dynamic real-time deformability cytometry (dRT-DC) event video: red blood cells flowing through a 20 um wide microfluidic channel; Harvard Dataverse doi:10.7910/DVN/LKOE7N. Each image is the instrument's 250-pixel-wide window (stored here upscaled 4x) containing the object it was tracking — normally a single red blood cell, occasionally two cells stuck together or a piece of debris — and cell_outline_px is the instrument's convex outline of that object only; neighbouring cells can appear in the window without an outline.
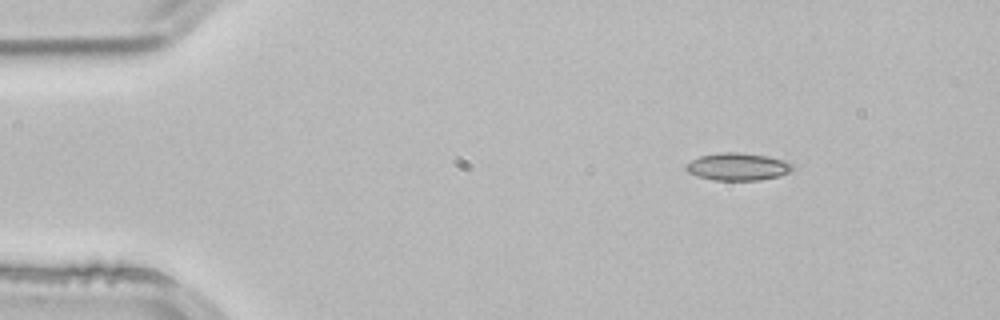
{"species": "common noctule bat (a hibernating species)", "species_latin": "Nyctalus noctula", "temperature_condition": "room temperature", "stored_images_in_passage": 3, "camera_frame_rate_fps": 3000, "um_per_image_px": 0.085, "animal": {"sex": "male", "body_mass_g": 21.5, "forearm_length_mm": 52.0}, "frame": {"image": 1, "passage_image": 1, "time_ms": 0.0, "image_size_px": [1000, 320], "cell_outline_px": [[792, 168], [788, 172], [780, 176], [760, 180], [716, 180], [696, 176], [688, 172], [684, 168], [684, 164], [700, 156], [720, 152], [740, 152], [768, 156], [784, 160], [792, 164]], "centroid_in_image_um": [62.67, 14.16], "position_along_channel_um": 22.3, "area_um2": 17.11}}
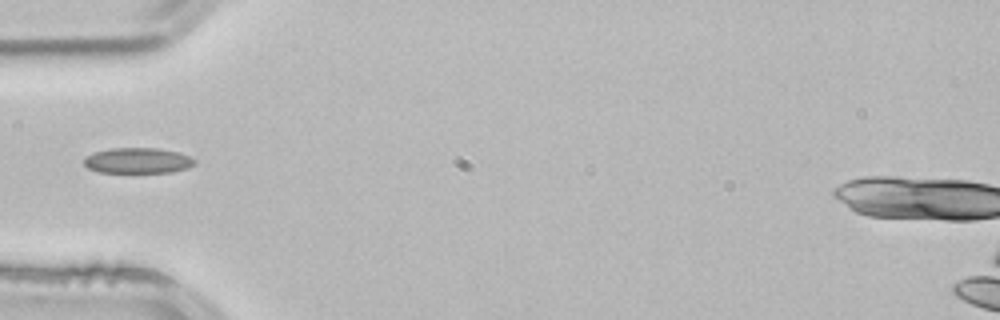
{"frame": {"image": 2, "passage_image": 3, "time_ms": 0.667, "image_size_px": [1000, 320], "cell_outline_px": [[196, 164], [188, 168], [172, 172], [100, 172], [88, 168], [84, 164], [84, 156], [92, 152], [108, 148], [156, 148], [176, 152], [188, 156], [196, 160]], "centroid_in_image_um": [11.68, 13.64], "position_along_channel_um": 73.3, "area_um2": 16.53}}